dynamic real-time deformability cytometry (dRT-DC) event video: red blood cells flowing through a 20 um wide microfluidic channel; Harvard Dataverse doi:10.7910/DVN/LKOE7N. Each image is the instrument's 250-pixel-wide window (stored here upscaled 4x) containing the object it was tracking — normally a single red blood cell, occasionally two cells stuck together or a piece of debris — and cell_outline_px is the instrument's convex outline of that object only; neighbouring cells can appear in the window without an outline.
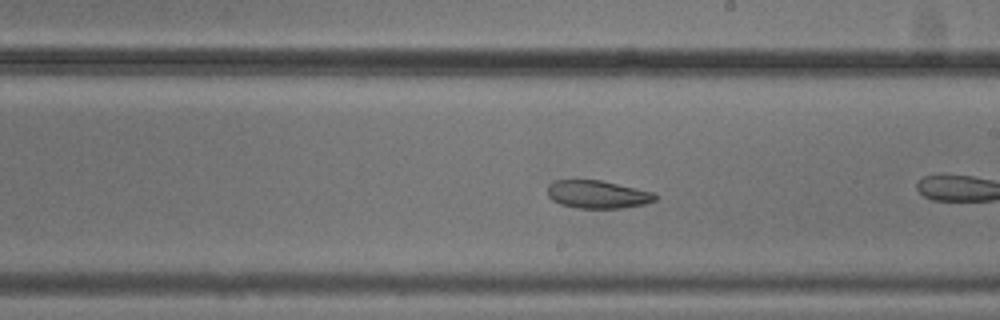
{"species": "common noctule bat (a hibernating species)", "species_latin": "Nyctalus noctula", "temperature_condition": "cold", "stored_images_in_passage": 22, "camera_frame_rate_fps": 3000, "um_per_image_px": 0.085, "animal": {"sex": "male", "body_mass_g": 20.5, "forearm_length_mm": 52.5}, "frame": {"image": 1, "passage_image": 16, "time_ms": 5.0, "image_size_px": [1000, 320], "cell_outline_px": [[656, 200], [644, 204], [620, 208], [580, 208], [560, 204], [552, 200], [548, 196], [548, 184], [556, 180], [600, 180], [656, 192]], "centroid_in_image_um": [50.8, 16.52], "position_along_channel_um": 238.2, "area_um2": 17.51}}